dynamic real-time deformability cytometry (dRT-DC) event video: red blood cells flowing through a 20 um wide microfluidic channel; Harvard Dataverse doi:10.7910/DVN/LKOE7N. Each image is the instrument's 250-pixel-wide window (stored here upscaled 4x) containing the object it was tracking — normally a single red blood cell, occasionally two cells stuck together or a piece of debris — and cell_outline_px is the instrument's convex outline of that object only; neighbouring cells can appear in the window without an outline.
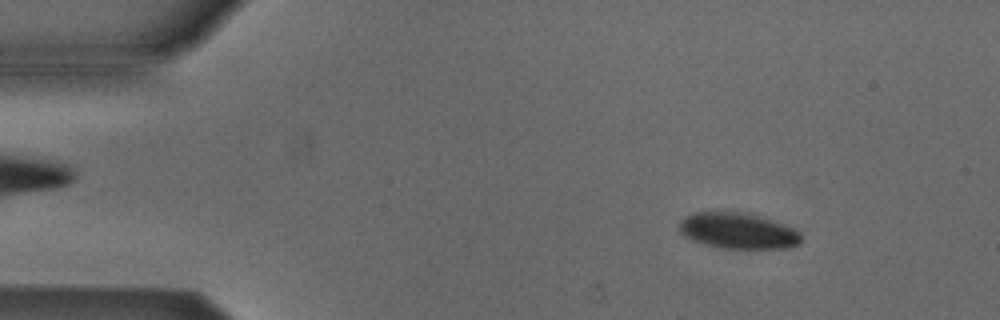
{"species": "Egyptian fruit bat (a non-hibernating species)", "species_latin": "Rousettus aegyptiacus", "temperature_condition": "cold", "stored_images_in_passage": 3, "camera_frame_rate_fps": 3000, "um_per_image_px": 0.085, "animal": {"sex": "male"}, "frame": {"image": 1, "passage_image": 1, "time_ms": 0.0, "image_size_px": [1000, 320], "cell_outline_px": [[800, 244], [792, 248], [720, 248], [704, 244], [692, 240], [684, 236], [676, 228], [676, 224], [684, 216], [696, 212], [748, 212], [796, 228], [800, 232]], "centroid_in_image_um": [62.7, 19.61], "position_along_channel_um": 22.3, "area_um2": 25.95}}